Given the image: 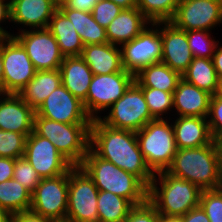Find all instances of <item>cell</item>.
<instances>
[{
    "mask_svg": "<svg viewBox=\"0 0 222 222\" xmlns=\"http://www.w3.org/2000/svg\"><path fill=\"white\" fill-rule=\"evenodd\" d=\"M89 148L102 159L138 177L147 187L152 182L155 174L140 151L136 132L111 128L93 119Z\"/></svg>",
    "mask_w": 222,
    "mask_h": 222,
    "instance_id": "1",
    "label": "cell"
},
{
    "mask_svg": "<svg viewBox=\"0 0 222 222\" xmlns=\"http://www.w3.org/2000/svg\"><path fill=\"white\" fill-rule=\"evenodd\" d=\"M166 171L193 183L201 190L222 188L220 157L215 140L206 146L177 149Z\"/></svg>",
    "mask_w": 222,
    "mask_h": 222,
    "instance_id": "2",
    "label": "cell"
},
{
    "mask_svg": "<svg viewBox=\"0 0 222 222\" xmlns=\"http://www.w3.org/2000/svg\"><path fill=\"white\" fill-rule=\"evenodd\" d=\"M80 167L98 190L126 198L135 206L148 201V187L138 177L97 156L90 148Z\"/></svg>",
    "mask_w": 222,
    "mask_h": 222,
    "instance_id": "3",
    "label": "cell"
},
{
    "mask_svg": "<svg viewBox=\"0 0 222 222\" xmlns=\"http://www.w3.org/2000/svg\"><path fill=\"white\" fill-rule=\"evenodd\" d=\"M201 194L202 190L193 183L161 171L148 187V202L159 214L183 216L200 205Z\"/></svg>",
    "mask_w": 222,
    "mask_h": 222,
    "instance_id": "4",
    "label": "cell"
},
{
    "mask_svg": "<svg viewBox=\"0 0 222 222\" xmlns=\"http://www.w3.org/2000/svg\"><path fill=\"white\" fill-rule=\"evenodd\" d=\"M90 126L60 123L34 115L33 131L49 139L73 166H80L89 149Z\"/></svg>",
    "mask_w": 222,
    "mask_h": 222,
    "instance_id": "5",
    "label": "cell"
},
{
    "mask_svg": "<svg viewBox=\"0 0 222 222\" xmlns=\"http://www.w3.org/2000/svg\"><path fill=\"white\" fill-rule=\"evenodd\" d=\"M168 119H154L136 132L140 151L150 170L156 174L172 164L177 147L173 125Z\"/></svg>",
    "mask_w": 222,
    "mask_h": 222,
    "instance_id": "6",
    "label": "cell"
},
{
    "mask_svg": "<svg viewBox=\"0 0 222 222\" xmlns=\"http://www.w3.org/2000/svg\"><path fill=\"white\" fill-rule=\"evenodd\" d=\"M107 110L108 115L100 116L99 120L115 129L137 132L148 122L154 120L149 112L143 91L135 82Z\"/></svg>",
    "mask_w": 222,
    "mask_h": 222,
    "instance_id": "7",
    "label": "cell"
},
{
    "mask_svg": "<svg viewBox=\"0 0 222 222\" xmlns=\"http://www.w3.org/2000/svg\"><path fill=\"white\" fill-rule=\"evenodd\" d=\"M134 81L135 75L126 70L93 75L87 97L83 101L87 114L92 120L99 119L102 111L106 112L113 103L120 99Z\"/></svg>",
    "mask_w": 222,
    "mask_h": 222,
    "instance_id": "8",
    "label": "cell"
},
{
    "mask_svg": "<svg viewBox=\"0 0 222 222\" xmlns=\"http://www.w3.org/2000/svg\"><path fill=\"white\" fill-rule=\"evenodd\" d=\"M98 192L88 174L80 166H73L69 170L66 218L75 222H99Z\"/></svg>",
    "mask_w": 222,
    "mask_h": 222,
    "instance_id": "9",
    "label": "cell"
},
{
    "mask_svg": "<svg viewBox=\"0 0 222 222\" xmlns=\"http://www.w3.org/2000/svg\"><path fill=\"white\" fill-rule=\"evenodd\" d=\"M120 48L123 69L134 75L146 66L161 62L162 40L159 22L148 24L136 38L122 44Z\"/></svg>",
    "mask_w": 222,
    "mask_h": 222,
    "instance_id": "10",
    "label": "cell"
},
{
    "mask_svg": "<svg viewBox=\"0 0 222 222\" xmlns=\"http://www.w3.org/2000/svg\"><path fill=\"white\" fill-rule=\"evenodd\" d=\"M2 59L3 93L19 94L37 70L24 47L14 36L2 37Z\"/></svg>",
    "mask_w": 222,
    "mask_h": 222,
    "instance_id": "11",
    "label": "cell"
},
{
    "mask_svg": "<svg viewBox=\"0 0 222 222\" xmlns=\"http://www.w3.org/2000/svg\"><path fill=\"white\" fill-rule=\"evenodd\" d=\"M69 171L56 177L41 179L32 193L30 210L49 219L66 218Z\"/></svg>",
    "mask_w": 222,
    "mask_h": 222,
    "instance_id": "12",
    "label": "cell"
},
{
    "mask_svg": "<svg viewBox=\"0 0 222 222\" xmlns=\"http://www.w3.org/2000/svg\"><path fill=\"white\" fill-rule=\"evenodd\" d=\"M18 34V35H17ZM24 47L37 71L59 69L64 56L47 29H30L12 34Z\"/></svg>",
    "mask_w": 222,
    "mask_h": 222,
    "instance_id": "13",
    "label": "cell"
},
{
    "mask_svg": "<svg viewBox=\"0 0 222 222\" xmlns=\"http://www.w3.org/2000/svg\"><path fill=\"white\" fill-rule=\"evenodd\" d=\"M23 157L42 179L63 175L73 167L49 139L34 131L26 139Z\"/></svg>",
    "mask_w": 222,
    "mask_h": 222,
    "instance_id": "14",
    "label": "cell"
},
{
    "mask_svg": "<svg viewBox=\"0 0 222 222\" xmlns=\"http://www.w3.org/2000/svg\"><path fill=\"white\" fill-rule=\"evenodd\" d=\"M170 22L184 31H211L222 24V6L218 0H179Z\"/></svg>",
    "mask_w": 222,
    "mask_h": 222,
    "instance_id": "15",
    "label": "cell"
},
{
    "mask_svg": "<svg viewBox=\"0 0 222 222\" xmlns=\"http://www.w3.org/2000/svg\"><path fill=\"white\" fill-rule=\"evenodd\" d=\"M35 115L60 123H92V118L87 114L83 102L73 96L62 84L44 100L35 111Z\"/></svg>",
    "mask_w": 222,
    "mask_h": 222,
    "instance_id": "16",
    "label": "cell"
},
{
    "mask_svg": "<svg viewBox=\"0 0 222 222\" xmlns=\"http://www.w3.org/2000/svg\"><path fill=\"white\" fill-rule=\"evenodd\" d=\"M159 32L162 40L161 62L182 75L193 60L186 31L179 29L170 21H160Z\"/></svg>",
    "mask_w": 222,
    "mask_h": 222,
    "instance_id": "17",
    "label": "cell"
},
{
    "mask_svg": "<svg viewBox=\"0 0 222 222\" xmlns=\"http://www.w3.org/2000/svg\"><path fill=\"white\" fill-rule=\"evenodd\" d=\"M11 22L19 26V32L48 27L58 6L53 0H10ZM16 23V24H15ZM29 26V27H28ZM27 27V28H26ZM25 28V29H24Z\"/></svg>",
    "mask_w": 222,
    "mask_h": 222,
    "instance_id": "18",
    "label": "cell"
},
{
    "mask_svg": "<svg viewBox=\"0 0 222 222\" xmlns=\"http://www.w3.org/2000/svg\"><path fill=\"white\" fill-rule=\"evenodd\" d=\"M35 110L18 94L0 96V130L24 134L33 132Z\"/></svg>",
    "mask_w": 222,
    "mask_h": 222,
    "instance_id": "19",
    "label": "cell"
},
{
    "mask_svg": "<svg viewBox=\"0 0 222 222\" xmlns=\"http://www.w3.org/2000/svg\"><path fill=\"white\" fill-rule=\"evenodd\" d=\"M212 95L181 79L173 92V110L177 117H207Z\"/></svg>",
    "mask_w": 222,
    "mask_h": 222,
    "instance_id": "20",
    "label": "cell"
},
{
    "mask_svg": "<svg viewBox=\"0 0 222 222\" xmlns=\"http://www.w3.org/2000/svg\"><path fill=\"white\" fill-rule=\"evenodd\" d=\"M172 121L177 149L206 146L214 140L207 117L184 116Z\"/></svg>",
    "mask_w": 222,
    "mask_h": 222,
    "instance_id": "21",
    "label": "cell"
},
{
    "mask_svg": "<svg viewBox=\"0 0 222 222\" xmlns=\"http://www.w3.org/2000/svg\"><path fill=\"white\" fill-rule=\"evenodd\" d=\"M150 23L137 7L123 9L106 27L107 40L121 46L136 38Z\"/></svg>",
    "mask_w": 222,
    "mask_h": 222,
    "instance_id": "22",
    "label": "cell"
},
{
    "mask_svg": "<svg viewBox=\"0 0 222 222\" xmlns=\"http://www.w3.org/2000/svg\"><path fill=\"white\" fill-rule=\"evenodd\" d=\"M81 57L94 75L123 71L121 48L108 43L85 45Z\"/></svg>",
    "mask_w": 222,
    "mask_h": 222,
    "instance_id": "23",
    "label": "cell"
},
{
    "mask_svg": "<svg viewBox=\"0 0 222 222\" xmlns=\"http://www.w3.org/2000/svg\"><path fill=\"white\" fill-rule=\"evenodd\" d=\"M59 70L62 85L83 102L94 75L88 64L81 56L64 57Z\"/></svg>",
    "mask_w": 222,
    "mask_h": 222,
    "instance_id": "24",
    "label": "cell"
},
{
    "mask_svg": "<svg viewBox=\"0 0 222 222\" xmlns=\"http://www.w3.org/2000/svg\"><path fill=\"white\" fill-rule=\"evenodd\" d=\"M47 29L55 37L64 57L81 56L84 44L72 22L59 9L53 13Z\"/></svg>",
    "mask_w": 222,
    "mask_h": 222,
    "instance_id": "25",
    "label": "cell"
},
{
    "mask_svg": "<svg viewBox=\"0 0 222 222\" xmlns=\"http://www.w3.org/2000/svg\"><path fill=\"white\" fill-rule=\"evenodd\" d=\"M61 84L59 69L37 71L18 95L36 111L51 92Z\"/></svg>",
    "mask_w": 222,
    "mask_h": 222,
    "instance_id": "26",
    "label": "cell"
},
{
    "mask_svg": "<svg viewBox=\"0 0 222 222\" xmlns=\"http://www.w3.org/2000/svg\"><path fill=\"white\" fill-rule=\"evenodd\" d=\"M181 79L182 75L179 72L172 70L163 62H157L142 68L135 75L134 82L139 87L155 88L173 93Z\"/></svg>",
    "mask_w": 222,
    "mask_h": 222,
    "instance_id": "27",
    "label": "cell"
},
{
    "mask_svg": "<svg viewBox=\"0 0 222 222\" xmlns=\"http://www.w3.org/2000/svg\"><path fill=\"white\" fill-rule=\"evenodd\" d=\"M58 9L72 22L84 46L108 43L105 28L93 19L91 12L71 9L65 4L59 5Z\"/></svg>",
    "mask_w": 222,
    "mask_h": 222,
    "instance_id": "28",
    "label": "cell"
},
{
    "mask_svg": "<svg viewBox=\"0 0 222 222\" xmlns=\"http://www.w3.org/2000/svg\"><path fill=\"white\" fill-rule=\"evenodd\" d=\"M182 79L211 95L216 93L219 80L212 59L207 58H193Z\"/></svg>",
    "mask_w": 222,
    "mask_h": 222,
    "instance_id": "29",
    "label": "cell"
},
{
    "mask_svg": "<svg viewBox=\"0 0 222 222\" xmlns=\"http://www.w3.org/2000/svg\"><path fill=\"white\" fill-rule=\"evenodd\" d=\"M135 205L128 199L99 190L97 211L99 222H124Z\"/></svg>",
    "mask_w": 222,
    "mask_h": 222,
    "instance_id": "30",
    "label": "cell"
},
{
    "mask_svg": "<svg viewBox=\"0 0 222 222\" xmlns=\"http://www.w3.org/2000/svg\"><path fill=\"white\" fill-rule=\"evenodd\" d=\"M32 193L15 179L0 183V206L12 215L30 210Z\"/></svg>",
    "mask_w": 222,
    "mask_h": 222,
    "instance_id": "31",
    "label": "cell"
},
{
    "mask_svg": "<svg viewBox=\"0 0 222 222\" xmlns=\"http://www.w3.org/2000/svg\"><path fill=\"white\" fill-rule=\"evenodd\" d=\"M137 8L151 22L170 21L179 0H136Z\"/></svg>",
    "mask_w": 222,
    "mask_h": 222,
    "instance_id": "32",
    "label": "cell"
},
{
    "mask_svg": "<svg viewBox=\"0 0 222 222\" xmlns=\"http://www.w3.org/2000/svg\"><path fill=\"white\" fill-rule=\"evenodd\" d=\"M140 88L143 91L151 116L154 119H168L166 114H171L170 111L173 110V93L155 88Z\"/></svg>",
    "mask_w": 222,
    "mask_h": 222,
    "instance_id": "33",
    "label": "cell"
},
{
    "mask_svg": "<svg viewBox=\"0 0 222 222\" xmlns=\"http://www.w3.org/2000/svg\"><path fill=\"white\" fill-rule=\"evenodd\" d=\"M186 36L193 58L212 59L219 41L211 37V31L190 30Z\"/></svg>",
    "mask_w": 222,
    "mask_h": 222,
    "instance_id": "34",
    "label": "cell"
},
{
    "mask_svg": "<svg viewBox=\"0 0 222 222\" xmlns=\"http://www.w3.org/2000/svg\"><path fill=\"white\" fill-rule=\"evenodd\" d=\"M27 136L0 130V157L18 159L24 155Z\"/></svg>",
    "mask_w": 222,
    "mask_h": 222,
    "instance_id": "35",
    "label": "cell"
},
{
    "mask_svg": "<svg viewBox=\"0 0 222 222\" xmlns=\"http://www.w3.org/2000/svg\"><path fill=\"white\" fill-rule=\"evenodd\" d=\"M13 179L33 193L42 178L33 166L22 157L15 159Z\"/></svg>",
    "mask_w": 222,
    "mask_h": 222,
    "instance_id": "36",
    "label": "cell"
},
{
    "mask_svg": "<svg viewBox=\"0 0 222 222\" xmlns=\"http://www.w3.org/2000/svg\"><path fill=\"white\" fill-rule=\"evenodd\" d=\"M200 206L210 222H222V188L202 190Z\"/></svg>",
    "mask_w": 222,
    "mask_h": 222,
    "instance_id": "37",
    "label": "cell"
},
{
    "mask_svg": "<svg viewBox=\"0 0 222 222\" xmlns=\"http://www.w3.org/2000/svg\"><path fill=\"white\" fill-rule=\"evenodd\" d=\"M114 2L110 0H99L92 9L93 19L103 28L112 22V20L122 11Z\"/></svg>",
    "mask_w": 222,
    "mask_h": 222,
    "instance_id": "38",
    "label": "cell"
},
{
    "mask_svg": "<svg viewBox=\"0 0 222 222\" xmlns=\"http://www.w3.org/2000/svg\"><path fill=\"white\" fill-rule=\"evenodd\" d=\"M207 120L212 138H222V99L215 95H212L210 100Z\"/></svg>",
    "mask_w": 222,
    "mask_h": 222,
    "instance_id": "39",
    "label": "cell"
},
{
    "mask_svg": "<svg viewBox=\"0 0 222 222\" xmlns=\"http://www.w3.org/2000/svg\"><path fill=\"white\" fill-rule=\"evenodd\" d=\"M124 222H159V213L147 201L142 205L135 206Z\"/></svg>",
    "mask_w": 222,
    "mask_h": 222,
    "instance_id": "40",
    "label": "cell"
},
{
    "mask_svg": "<svg viewBox=\"0 0 222 222\" xmlns=\"http://www.w3.org/2000/svg\"><path fill=\"white\" fill-rule=\"evenodd\" d=\"M9 22L11 23V1L10 0H0V37H8L12 36V32L6 31L2 25H5V23ZM4 23V24H1Z\"/></svg>",
    "mask_w": 222,
    "mask_h": 222,
    "instance_id": "41",
    "label": "cell"
},
{
    "mask_svg": "<svg viewBox=\"0 0 222 222\" xmlns=\"http://www.w3.org/2000/svg\"><path fill=\"white\" fill-rule=\"evenodd\" d=\"M11 222H52V219L43 217L32 210H26L13 214Z\"/></svg>",
    "mask_w": 222,
    "mask_h": 222,
    "instance_id": "42",
    "label": "cell"
},
{
    "mask_svg": "<svg viewBox=\"0 0 222 222\" xmlns=\"http://www.w3.org/2000/svg\"><path fill=\"white\" fill-rule=\"evenodd\" d=\"M15 159L0 157V183L13 178Z\"/></svg>",
    "mask_w": 222,
    "mask_h": 222,
    "instance_id": "43",
    "label": "cell"
},
{
    "mask_svg": "<svg viewBox=\"0 0 222 222\" xmlns=\"http://www.w3.org/2000/svg\"><path fill=\"white\" fill-rule=\"evenodd\" d=\"M183 222H210L205 211L199 205L183 215Z\"/></svg>",
    "mask_w": 222,
    "mask_h": 222,
    "instance_id": "44",
    "label": "cell"
},
{
    "mask_svg": "<svg viewBox=\"0 0 222 222\" xmlns=\"http://www.w3.org/2000/svg\"><path fill=\"white\" fill-rule=\"evenodd\" d=\"M99 0H68L65 5L71 9L92 12L94 5Z\"/></svg>",
    "mask_w": 222,
    "mask_h": 222,
    "instance_id": "45",
    "label": "cell"
},
{
    "mask_svg": "<svg viewBox=\"0 0 222 222\" xmlns=\"http://www.w3.org/2000/svg\"><path fill=\"white\" fill-rule=\"evenodd\" d=\"M213 65L218 75V78L222 77V45L221 43L215 49V53L212 57Z\"/></svg>",
    "mask_w": 222,
    "mask_h": 222,
    "instance_id": "46",
    "label": "cell"
},
{
    "mask_svg": "<svg viewBox=\"0 0 222 222\" xmlns=\"http://www.w3.org/2000/svg\"><path fill=\"white\" fill-rule=\"evenodd\" d=\"M110 1L117 4L122 9H131L137 7L136 0H110Z\"/></svg>",
    "mask_w": 222,
    "mask_h": 222,
    "instance_id": "47",
    "label": "cell"
},
{
    "mask_svg": "<svg viewBox=\"0 0 222 222\" xmlns=\"http://www.w3.org/2000/svg\"><path fill=\"white\" fill-rule=\"evenodd\" d=\"M159 222H183V216H166L159 214Z\"/></svg>",
    "mask_w": 222,
    "mask_h": 222,
    "instance_id": "48",
    "label": "cell"
},
{
    "mask_svg": "<svg viewBox=\"0 0 222 222\" xmlns=\"http://www.w3.org/2000/svg\"><path fill=\"white\" fill-rule=\"evenodd\" d=\"M12 216L8 210L0 206V222H11Z\"/></svg>",
    "mask_w": 222,
    "mask_h": 222,
    "instance_id": "49",
    "label": "cell"
},
{
    "mask_svg": "<svg viewBox=\"0 0 222 222\" xmlns=\"http://www.w3.org/2000/svg\"><path fill=\"white\" fill-rule=\"evenodd\" d=\"M3 59H2V37L0 38V90L3 93Z\"/></svg>",
    "mask_w": 222,
    "mask_h": 222,
    "instance_id": "50",
    "label": "cell"
},
{
    "mask_svg": "<svg viewBox=\"0 0 222 222\" xmlns=\"http://www.w3.org/2000/svg\"><path fill=\"white\" fill-rule=\"evenodd\" d=\"M216 141L217 147H218V151H219V157H220V170H221V174H222V138H219Z\"/></svg>",
    "mask_w": 222,
    "mask_h": 222,
    "instance_id": "51",
    "label": "cell"
},
{
    "mask_svg": "<svg viewBox=\"0 0 222 222\" xmlns=\"http://www.w3.org/2000/svg\"><path fill=\"white\" fill-rule=\"evenodd\" d=\"M216 97H219L222 99V77L218 80L217 90L214 94Z\"/></svg>",
    "mask_w": 222,
    "mask_h": 222,
    "instance_id": "52",
    "label": "cell"
},
{
    "mask_svg": "<svg viewBox=\"0 0 222 222\" xmlns=\"http://www.w3.org/2000/svg\"><path fill=\"white\" fill-rule=\"evenodd\" d=\"M52 222H75L73 220H70L68 218H63V219H54Z\"/></svg>",
    "mask_w": 222,
    "mask_h": 222,
    "instance_id": "53",
    "label": "cell"
},
{
    "mask_svg": "<svg viewBox=\"0 0 222 222\" xmlns=\"http://www.w3.org/2000/svg\"><path fill=\"white\" fill-rule=\"evenodd\" d=\"M57 6L65 4L68 0H53Z\"/></svg>",
    "mask_w": 222,
    "mask_h": 222,
    "instance_id": "54",
    "label": "cell"
}]
</instances>
